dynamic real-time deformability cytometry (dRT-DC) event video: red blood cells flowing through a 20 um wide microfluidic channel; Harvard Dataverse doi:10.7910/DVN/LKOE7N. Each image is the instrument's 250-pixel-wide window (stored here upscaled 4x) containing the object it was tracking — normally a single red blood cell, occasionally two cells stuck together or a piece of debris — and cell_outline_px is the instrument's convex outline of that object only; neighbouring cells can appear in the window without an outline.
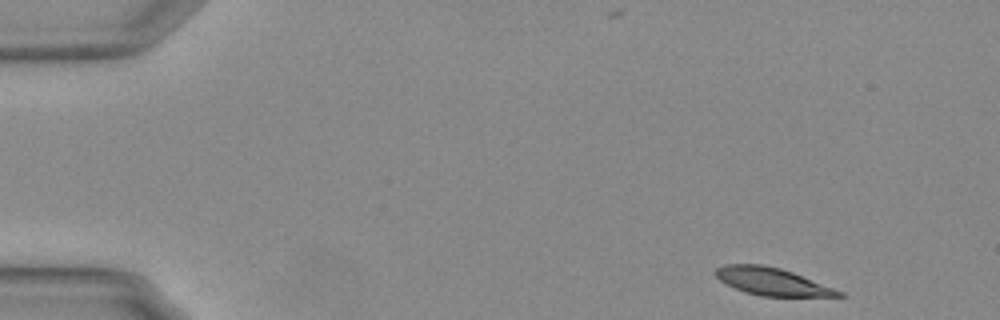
{"species": "Egyptian fruit bat (a non-hibernating species)", "species_latin": "Rousettus aegyptiacus", "temperature_condition": "warm", "stored_images_in_passage": 51, "camera_frame_rate_fps": 3000, "um_per_image_px": 0.085, "animal": {"sex": "female"}, "frame": {"image": 1, "passage_image": 1, "time_ms": 0.0, "image_size_px": [1000, 320], "cell_outline_px": [[844, 296], [760, 296], [744, 292], [720, 280], [712, 272], [716, 268], [724, 264], [760, 264], [780, 268], [792, 272], [844, 292]], "centroid_in_image_um": [65.58, 23.92], "position_along_channel_um": 19.4, "area_um2": 19.54}}
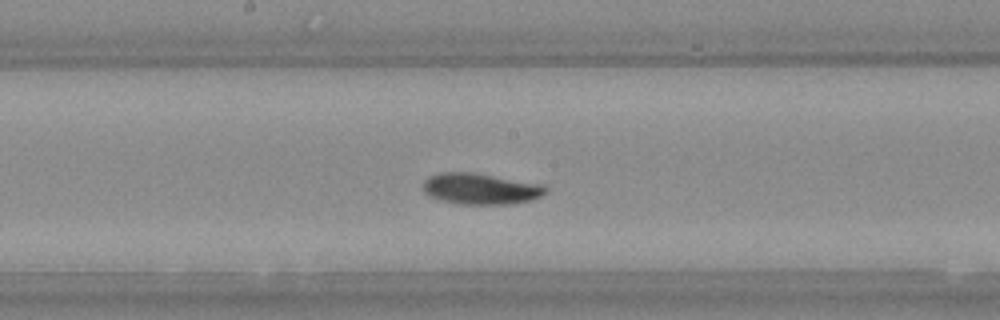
{"frame": {"image": 2, "passage_image": 25, "time_ms": 8.0, "image_size_px": [1000, 320], "cell_outline_px": [[548, 192], [532, 200], [516, 204], [456, 204], [440, 200], [424, 192], [424, 180], [428, 176], [440, 172], [472, 172], [544, 184], [548, 188]], "centroid_in_image_um": [40.89, 16.05], "position_along_channel_um": 207.3, "area_um2": 22.48}}
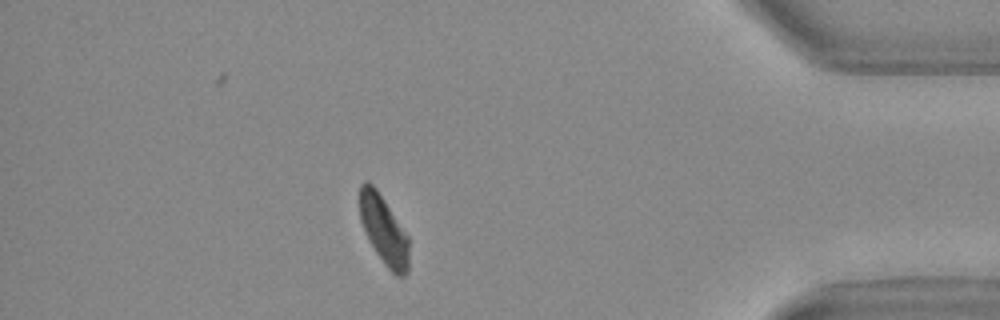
{"frame": {"image": 3, "passage_image": 44, "time_ms": 14.333, "image_size_px": [1000, 320], "cell_outline_px": [[408, 272], [404, 276], [396, 276], [384, 264], [376, 252], [360, 220], [360, 184], [364, 180], [368, 180], [376, 188], [408, 236]], "centroid_in_image_um": [32.62, 19.54], "position_along_channel_um": 402.6, "area_um2": 19.36}, "authors_computed_cell_mechanics": {"area_um2": 20.9814, "velocity_mm_per_s": 3.7027, "shape_relaxation_time_tau1_ms": 2.9491, "shape_relaxation_time_tau2_ms": 2.7499, "deformation_change_tau1": 0.1396, "deformation_change_tau2": 0.056}}